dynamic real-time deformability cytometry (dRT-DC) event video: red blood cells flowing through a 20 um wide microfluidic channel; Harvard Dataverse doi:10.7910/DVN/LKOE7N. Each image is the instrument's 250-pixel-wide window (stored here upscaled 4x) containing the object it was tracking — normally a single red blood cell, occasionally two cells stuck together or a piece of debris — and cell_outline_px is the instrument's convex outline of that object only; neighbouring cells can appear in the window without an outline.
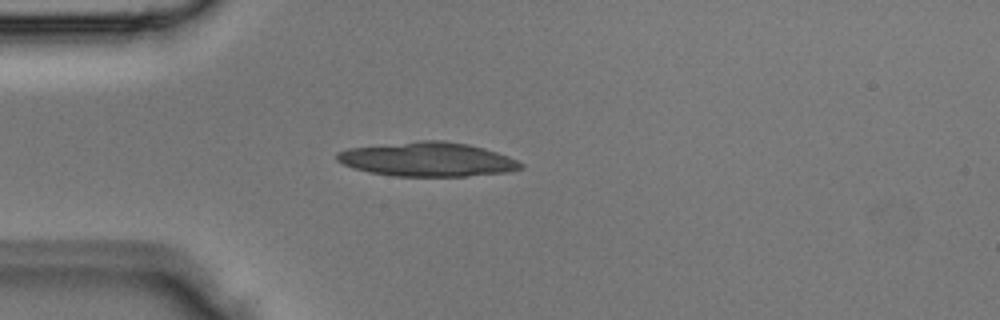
{"species": "Egyptian fruit bat (a non-hibernating species)", "species_latin": "Rousettus aegyptiacus", "temperature_condition": "room temperature", "stored_images_in_passage": 1, "camera_frame_rate_fps": 3000, "um_per_image_px": 0.085, "animal": {"sex": "male"}, "frame": {"image": 1, "passage_image": 1, "time_ms": 0.0, "image_size_px": [1000, 320], "cell_outline_px": [[524, 168], [508, 172], [464, 176], [392, 176], [368, 172], [352, 168], [336, 160], [336, 152], [348, 148], [416, 140], [444, 140], [468, 144], [484, 148], [508, 156], [524, 164]], "centroid_in_image_um": [36.31, 13.54], "position_along_channel_um": 48.7, "area_um2": 36.88}}